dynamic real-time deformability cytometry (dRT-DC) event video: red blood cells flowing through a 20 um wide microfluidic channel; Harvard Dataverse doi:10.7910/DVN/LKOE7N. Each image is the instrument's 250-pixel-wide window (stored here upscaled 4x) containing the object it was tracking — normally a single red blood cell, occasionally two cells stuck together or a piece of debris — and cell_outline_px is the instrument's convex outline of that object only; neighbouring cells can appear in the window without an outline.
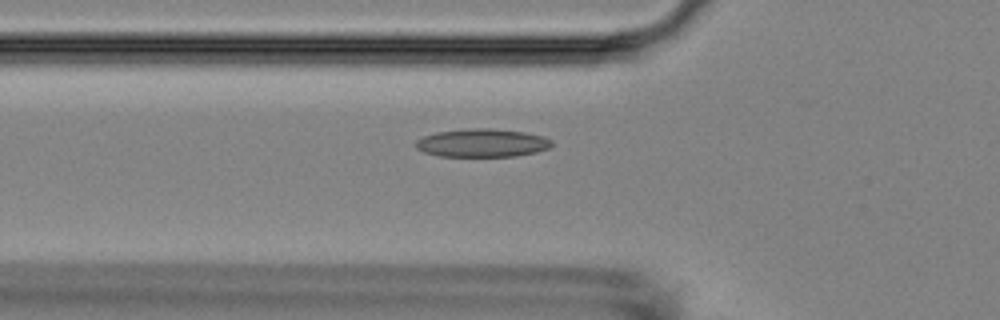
{"species": "Egyptian fruit bat (a non-hibernating species)", "species_latin": "Rousettus aegyptiacus", "temperature_condition": "room temperature", "stored_images_in_passage": 41, "camera_frame_rate_fps": 3000, "um_per_image_px": 0.085, "animal": {"sex": "female"}, "frame": {"image": 1, "passage_image": 9, "time_ms": 2.667, "image_size_px": [1000, 320], "cell_outline_px": [[552, 144], [548, 148], [536, 152], [516, 156], [440, 156], [424, 152], [416, 148], [416, 140], [424, 136], [436, 132], [468, 128], [488, 128], [524, 132], [544, 136], [552, 140]], "centroid_in_image_um": [40.98, 12.14], "position_along_channel_um": 84.8, "area_um2": 22.31}}
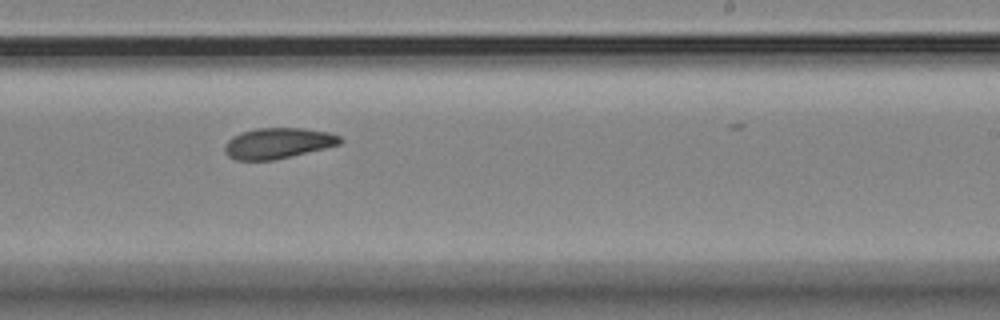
{"frame": {"image": 2, "passage_image": 24, "time_ms": 7.667, "image_size_px": [1000, 320], "cell_outline_px": [[344, 140], [340, 144], [276, 160], [236, 160], [228, 156], [224, 152], [224, 148], [228, 140], [232, 136], [240, 132], [256, 128], [304, 128], [328, 132], [340, 136]], "centroid_in_image_um": [23.61, 12.17], "position_along_channel_um": 265.4, "area_um2": 20.75}}
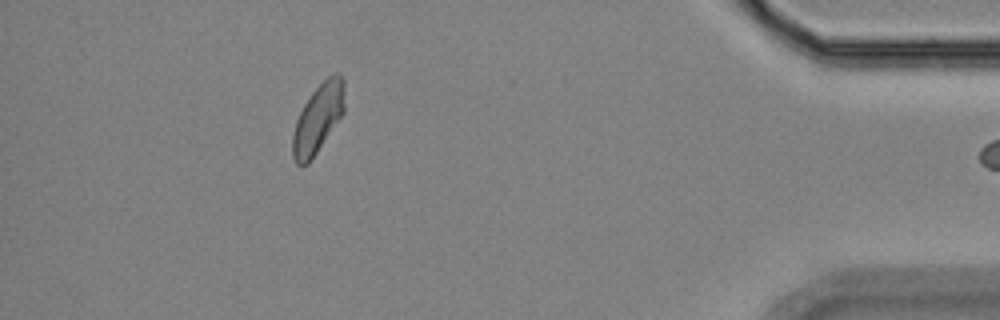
{"frame": {"image": 3, "passage_image": 40, "time_ms": 13.0, "image_size_px": [1000, 320], "cell_outline_px": [[344, 112], [308, 164], [296, 164], [292, 156], [292, 136], [296, 120], [304, 104], [312, 92], [328, 76], [336, 72], [340, 72], [344, 80]], "centroid_in_image_um": [27.03, 10.04], "position_along_channel_um": 408.2, "area_um2": 20.63}}